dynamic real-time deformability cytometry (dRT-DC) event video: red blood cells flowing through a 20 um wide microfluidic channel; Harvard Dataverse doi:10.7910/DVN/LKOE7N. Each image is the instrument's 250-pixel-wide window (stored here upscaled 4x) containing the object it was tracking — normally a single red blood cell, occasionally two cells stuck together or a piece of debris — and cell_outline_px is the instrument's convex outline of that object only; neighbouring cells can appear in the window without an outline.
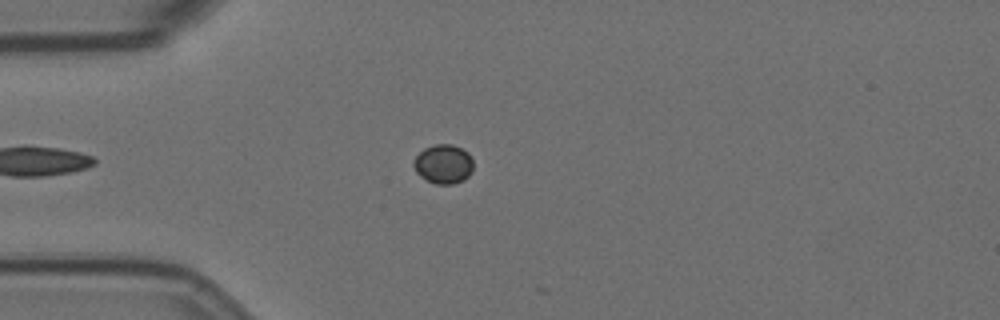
{"species": "Egyptian fruit bat (a non-hibernating species)", "species_latin": "Rousettus aegyptiacus", "temperature_condition": "room temperature", "stored_images_in_passage": 14, "camera_frame_rate_fps": 3000, "um_per_image_px": 0.085, "animal": {"sex": "female"}, "frame": {"image": 1, "passage_image": 13, "time_ms": 4.0, "image_size_px": [1000, 320], "cell_outline_px": [[472, 172], [464, 180], [452, 184], [436, 184], [420, 176], [416, 172], [412, 164], [416, 156], [424, 148], [436, 144], [452, 144], [468, 152], [472, 156]], "centroid_in_image_um": [37.7, 13.94], "position_along_channel_um": 47.3, "area_um2": 13.64}}